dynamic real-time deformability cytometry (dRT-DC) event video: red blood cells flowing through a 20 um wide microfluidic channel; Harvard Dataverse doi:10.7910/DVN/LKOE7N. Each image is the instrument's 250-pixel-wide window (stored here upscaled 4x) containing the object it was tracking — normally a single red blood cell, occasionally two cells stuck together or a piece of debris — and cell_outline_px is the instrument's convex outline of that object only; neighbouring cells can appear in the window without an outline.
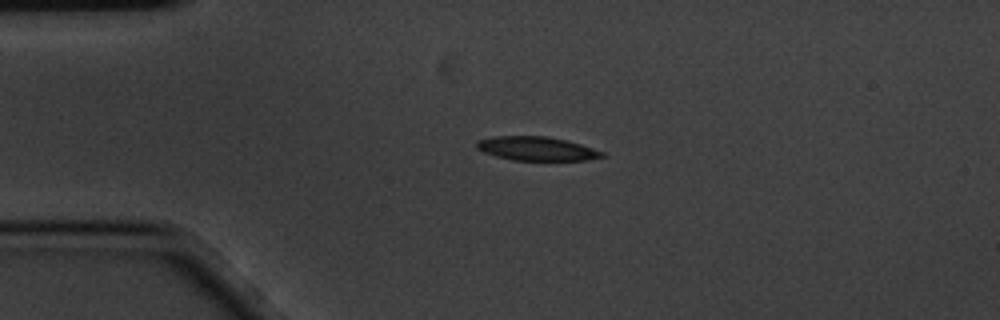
{"species": "common noctule bat (a hibernating species)", "species_latin": "Nyctalus noctula", "temperature_condition": "cold", "stored_images_in_passage": 2, "camera_frame_rate_fps": 3000, "um_per_image_px": 0.085, "animal": {"sex": "male", "body_mass_g": 20.1, "forearm_length_mm": 53.5}, "frame": {"image": 1, "passage_image": 1, "time_ms": 0.0, "image_size_px": [1000, 320], "cell_outline_px": [[608, 156], [588, 160], [512, 160], [496, 156], [484, 152], [476, 148], [476, 140], [496, 136], [548, 136], [580, 144], [604, 152]], "centroid_in_image_um": [45.62, 12.63], "position_along_channel_um": 39.4, "area_um2": 17.46}}